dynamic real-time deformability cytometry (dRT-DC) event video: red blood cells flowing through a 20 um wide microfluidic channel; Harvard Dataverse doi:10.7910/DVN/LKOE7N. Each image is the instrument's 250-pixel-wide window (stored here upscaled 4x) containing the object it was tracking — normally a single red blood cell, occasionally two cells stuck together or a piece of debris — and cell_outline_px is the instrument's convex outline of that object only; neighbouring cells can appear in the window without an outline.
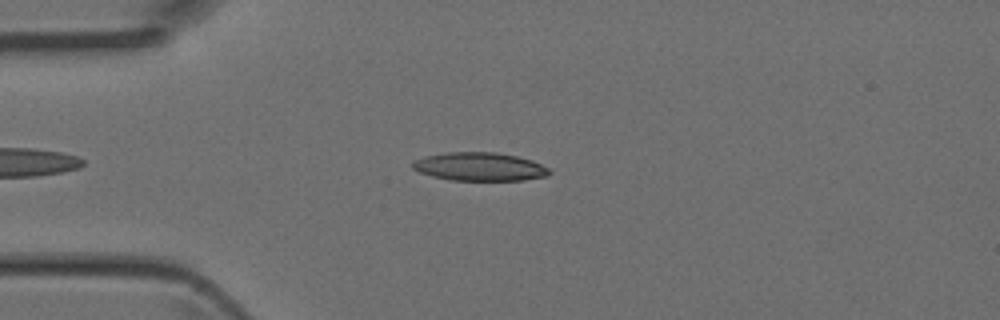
{"species": "Egyptian fruit bat (a non-hibernating species)", "species_latin": "Rousettus aegyptiacus", "temperature_condition": "room temperature", "stored_images_in_passage": 3, "camera_frame_rate_fps": 3000, "um_per_image_px": 0.085, "animal": {"sex": "female"}, "frame": {"image": 1, "passage_image": 3, "time_ms": 0.667, "image_size_px": [1000, 320], "cell_outline_px": [[552, 172], [548, 176], [524, 180], [452, 180], [432, 176], [420, 172], [412, 168], [412, 164], [416, 160], [424, 156], [448, 152], [496, 152], [516, 156], [532, 160], [548, 168]], "centroid_in_image_um": [40.79, 14.16], "position_along_channel_um": 44.2, "area_um2": 22.54}}